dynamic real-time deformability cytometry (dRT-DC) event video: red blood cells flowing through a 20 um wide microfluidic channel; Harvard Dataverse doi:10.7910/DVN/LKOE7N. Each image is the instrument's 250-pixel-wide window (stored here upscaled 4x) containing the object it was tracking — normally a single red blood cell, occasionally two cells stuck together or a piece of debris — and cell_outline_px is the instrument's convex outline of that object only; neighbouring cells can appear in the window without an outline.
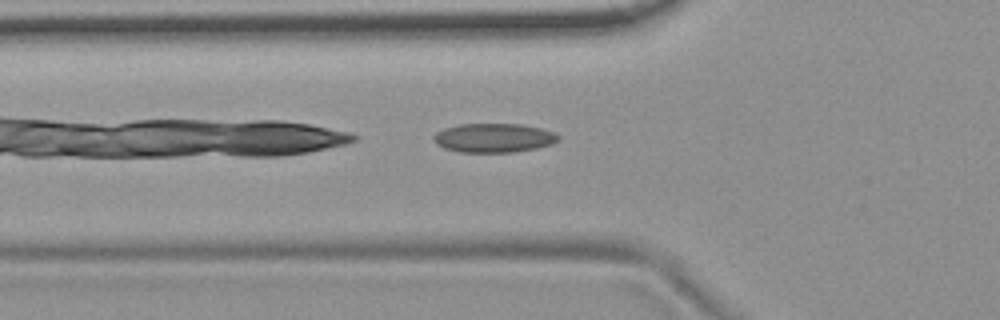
{"species": "common noctule bat (a hibernating species)", "species_latin": "Nyctalus noctula", "temperature_condition": "room temperature", "stored_images_in_passage": 32, "camera_frame_rate_fps": 3000, "um_per_image_px": 0.085, "animal": {"sex": "female", "body_mass_g": 19.9}, "frame": {"image": 1, "passage_image": 3, "time_ms": 0.667, "image_size_px": [1000, 320], "cell_outline_px": [[560, 140], [552, 144], [536, 148], [516, 152], [460, 152], [444, 148], [436, 144], [432, 140], [432, 136], [436, 132], [444, 128], [460, 124], [520, 124], [540, 128], [556, 132], [560, 136]], "centroid_in_image_um": [41.97, 11.72], "position_along_channel_um": 83.8, "area_um2": 21.33}}
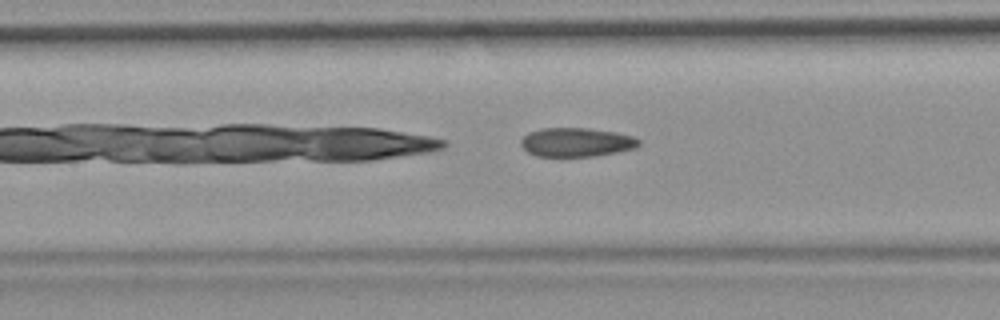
{"frame": {"image": 2, "passage_image": 9, "time_ms": 2.667, "image_size_px": [1000, 320], "cell_outline_px": [[640, 144], [636, 148], [596, 156], [536, 156], [528, 152], [520, 144], [520, 140], [528, 132], [540, 128], [588, 128], [616, 132], [632, 136], [640, 140]], "centroid_in_image_um": [48.98, 12.08], "position_along_channel_um": 158.4, "area_um2": 19.94}}
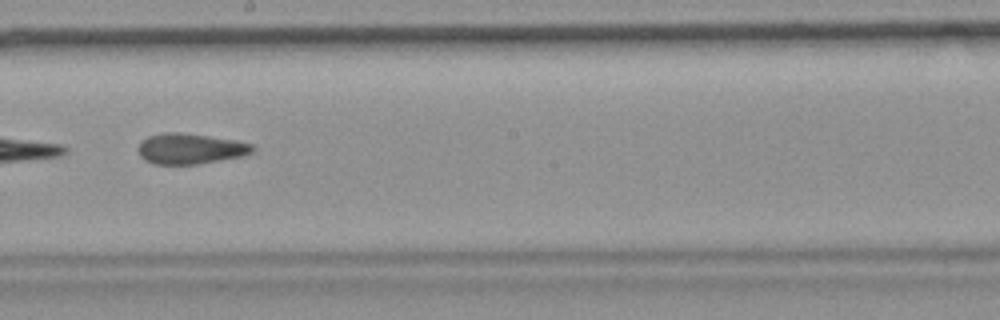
{"frame": {"image": 3, "passage_image": 15, "time_ms": 4.667, "image_size_px": [1000, 320], "cell_outline_px": [[256, 148], [252, 152], [240, 156], [200, 164], [152, 164], [144, 160], [140, 156], [136, 148], [148, 136], [164, 132], [180, 132], [236, 140], [252, 144]], "centroid_in_image_um": [16.14, 12.64], "position_along_channel_um": 232.1, "area_um2": 20.4}, "authors_computed_cell_mechanics": {"area_um2": 20.6635, "velocity_mm_per_s": 3.7055, "shape_relaxation_time_tau1_ms": null, "shape_relaxation_time_tau2_ms": 3.8277, "deformation_change_tau1": null, "deformation_change_tau2": 0.1146}}